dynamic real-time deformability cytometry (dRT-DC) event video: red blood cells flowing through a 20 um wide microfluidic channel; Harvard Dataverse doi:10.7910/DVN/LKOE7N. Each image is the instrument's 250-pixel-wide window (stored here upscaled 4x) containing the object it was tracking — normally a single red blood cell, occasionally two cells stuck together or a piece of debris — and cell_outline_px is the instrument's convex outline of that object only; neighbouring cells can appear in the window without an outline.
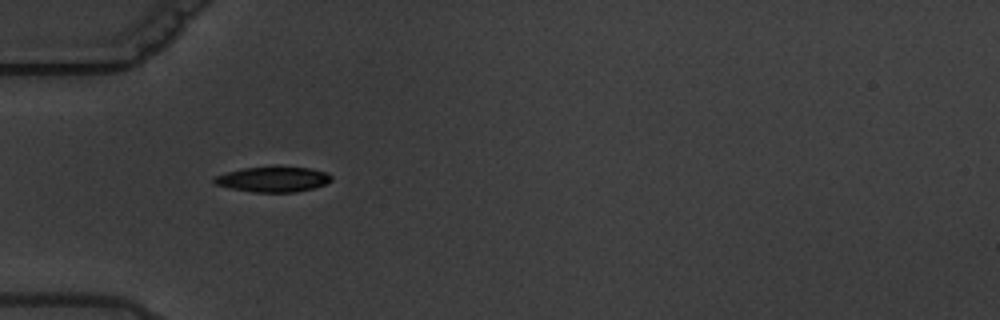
{"species": "common noctule bat (a hibernating species)", "species_latin": "Nyctalus noctula", "temperature_condition": "warm", "stored_images_in_passage": 2, "camera_frame_rate_fps": 3000, "um_per_image_px": 0.085, "animal": {"sex": "male", "body_mass_g": 19.5, "forearm_length_mm": 54.6}, "frame": {"image": 1, "passage_image": 1, "time_ms": 0.0, "image_size_px": [1000, 320], "cell_outline_px": [[332, 180], [324, 184], [312, 188], [296, 192], [252, 192], [212, 184], [212, 180], [216, 176], [228, 172], [244, 168], [276, 164], [308, 168], [324, 172], [332, 176]], "centroid_in_image_um": [23.19, 15.21], "position_along_channel_um": 61.8, "area_um2": 17.63}}